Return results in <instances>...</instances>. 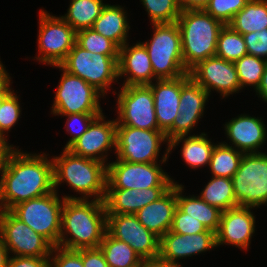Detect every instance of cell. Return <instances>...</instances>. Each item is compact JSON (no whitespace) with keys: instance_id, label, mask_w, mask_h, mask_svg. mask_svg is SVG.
I'll return each instance as SVG.
<instances>
[{"instance_id":"1","label":"cell","mask_w":267,"mask_h":267,"mask_svg":"<svg viewBox=\"0 0 267 267\" xmlns=\"http://www.w3.org/2000/svg\"><path fill=\"white\" fill-rule=\"evenodd\" d=\"M48 155L14 147L0 177L1 210H10L20 202L55 191L53 162Z\"/></svg>"},{"instance_id":"2","label":"cell","mask_w":267,"mask_h":267,"mask_svg":"<svg viewBox=\"0 0 267 267\" xmlns=\"http://www.w3.org/2000/svg\"><path fill=\"white\" fill-rule=\"evenodd\" d=\"M106 231L104 201L65 199L58 247L68 250L98 248Z\"/></svg>"},{"instance_id":"3","label":"cell","mask_w":267,"mask_h":267,"mask_svg":"<svg viewBox=\"0 0 267 267\" xmlns=\"http://www.w3.org/2000/svg\"><path fill=\"white\" fill-rule=\"evenodd\" d=\"M60 156H53L54 190L58 192L61 183L80 194V197L64 195V199L104 201L107 188V165L100 161L80 157L68 149H62Z\"/></svg>"},{"instance_id":"4","label":"cell","mask_w":267,"mask_h":267,"mask_svg":"<svg viewBox=\"0 0 267 267\" xmlns=\"http://www.w3.org/2000/svg\"><path fill=\"white\" fill-rule=\"evenodd\" d=\"M181 34L182 56L190 71L199 62L216 55L217 39L224 24L205 10L181 11L177 19Z\"/></svg>"},{"instance_id":"5","label":"cell","mask_w":267,"mask_h":267,"mask_svg":"<svg viewBox=\"0 0 267 267\" xmlns=\"http://www.w3.org/2000/svg\"><path fill=\"white\" fill-rule=\"evenodd\" d=\"M151 25V39L141 43L149 54L154 76L157 79H174L189 73L183 62L177 22Z\"/></svg>"},{"instance_id":"6","label":"cell","mask_w":267,"mask_h":267,"mask_svg":"<svg viewBox=\"0 0 267 267\" xmlns=\"http://www.w3.org/2000/svg\"><path fill=\"white\" fill-rule=\"evenodd\" d=\"M64 202L65 199L54 191L20 202L9 211L55 247L59 243Z\"/></svg>"},{"instance_id":"7","label":"cell","mask_w":267,"mask_h":267,"mask_svg":"<svg viewBox=\"0 0 267 267\" xmlns=\"http://www.w3.org/2000/svg\"><path fill=\"white\" fill-rule=\"evenodd\" d=\"M166 144L164 154L159 160L161 146ZM116 160L133 163L167 162L171 154L169 141L161 130H146L129 126L116 128Z\"/></svg>"},{"instance_id":"8","label":"cell","mask_w":267,"mask_h":267,"mask_svg":"<svg viewBox=\"0 0 267 267\" xmlns=\"http://www.w3.org/2000/svg\"><path fill=\"white\" fill-rule=\"evenodd\" d=\"M118 59L119 57L93 54L75 43L60 66L68 73L82 78L106 96L113 83L119 80Z\"/></svg>"},{"instance_id":"9","label":"cell","mask_w":267,"mask_h":267,"mask_svg":"<svg viewBox=\"0 0 267 267\" xmlns=\"http://www.w3.org/2000/svg\"><path fill=\"white\" fill-rule=\"evenodd\" d=\"M231 179L238 206H267V152L244 153Z\"/></svg>"},{"instance_id":"10","label":"cell","mask_w":267,"mask_h":267,"mask_svg":"<svg viewBox=\"0 0 267 267\" xmlns=\"http://www.w3.org/2000/svg\"><path fill=\"white\" fill-rule=\"evenodd\" d=\"M62 72L56 88L51 114L103 113L100 99L105 96L82 78L65 71L60 65L53 66Z\"/></svg>"},{"instance_id":"11","label":"cell","mask_w":267,"mask_h":267,"mask_svg":"<svg viewBox=\"0 0 267 267\" xmlns=\"http://www.w3.org/2000/svg\"><path fill=\"white\" fill-rule=\"evenodd\" d=\"M37 62L60 65L76 43V31L61 17L39 10Z\"/></svg>"},{"instance_id":"12","label":"cell","mask_w":267,"mask_h":267,"mask_svg":"<svg viewBox=\"0 0 267 267\" xmlns=\"http://www.w3.org/2000/svg\"><path fill=\"white\" fill-rule=\"evenodd\" d=\"M163 163L166 162L133 163L124 160L109 161L107 164L106 189L172 187L175 180L162 169Z\"/></svg>"},{"instance_id":"13","label":"cell","mask_w":267,"mask_h":267,"mask_svg":"<svg viewBox=\"0 0 267 267\" xmlns=\"http://www.w3.org/2000/svg\"><path fill=\"white\" fill-rule=\"evenodd\" d=\"M117 126L160 130L156 119L154 97L148 85L122 86L117 92Z\"/></svg>"},{"instance_id":"14","label":"cell","mask_w":267,"mask_h":267,"mask_svg":"<svg viewBox=\"0 0 267 267\" xmlns=\"http://www.w3.org/2000/svg\"><path fill=\"white\" fill-rule=\"evenodd\" d=\"M0 232L11 256L41 257L51 254L53 246L9 210L0 212Z\"/></svg>"},{"instance_id":"15","label":"cell","mask_w":267,"mask_h":267,"mask_svg":"<svg viewBox=\"0 0 267 267\" xmlns=\"http://www.w3.org/2000/svg\"><path fill=\"white\" fill-rule=\"evenodd\" d=\"M107 232L130 245L143 261L158 259L160 238L145 228L134 214H107Z\"/></svg>"},{"instance_id":"16","label":"cell","mask_w":267,"mask_h":267,"mask_svg":"<svg viewBox=\"0 0 267 267\" xmlns=\"http://www.w3.org/2000/svg\"><path fill=\"white\" fill-rule=\"evenodd\" d=\"M116 119L106 120L104 113L97 116L88 129L68 148L73 154L105 163L108 153L116 150Z\"/></svg>"},{"instance_id":"17","label":"cell","mask_w":267,"mask_h":267,"mask_svg":"<svg viewBox=\"0 0 267 267\" xmlns=\"http://www.w3.org/2000/svg\"><path fill=\"white\" fill-rule=\"evenodd\" d=\"M189 74L209 95L215 90L221 95V99L228 98L241 90L234 62L216 56L199 62Z\"/></svg>"},{"instance_id":"18","label":"cell","mask_w":267,"mask_h":267,"mask_svg":"<svg viewBox=\"0 0 267 267\" xmlns=\"http://www.w3.org/2000/svg\"><path fill=\"white\" fill-rule=\"evenodd\" d=\"M209 93L190 78L182 87L179 101V114L173 121V126L165 133L168 141L191 135V130L204 115Z\"/></svg>"},{"instance_id":"19","label":"cell","mask_w":267,"mask_h":267,"mask_svg":"<svg viewBox=\"0 0 267 267\" xmlns=\"http://www.w3.org/2000/svg\"><path fill=\"white\" fill-rule=\"evenodd\" d=\"M252 209L254 207L236 206L221 213L216 232L217 247L225 244L248 251L256 230Z\"/></svg>"},{"instance_id":"20","label":"cell","mask_w":267,"mask_h":267,"mask_svg":"<svg viewBox=\"0 0 267 267\" xmlns=\"http://www.w3.org/2000/svg\"><path fill=\"white\" fill-rule=\"evenodd\" d=\"M215 247H217L216 233L211 230L207 229L205 232L192 235L177 234L169 230L160 238L159 259L182 265L179 260L200 255Z\"/></svg>"},{"instance_id":"21","label":"cell","mask_w":267,"mask_h":267,"mask_svg":"<svg viewBox=\"0 0 267 267\" xmlns=\"http://www.w3.org/2000/svg\"><path fill=\"white\" fill-rule=\"evenodd\" d=\"M262 120V117L250 116L245 113L230 119L224 123L225 135L230 142L229 144L225 141L222 143L231 145L243 153H261L262 151L259 149L267 140L266 125Z\"/></svg>"},{"instance_id":"22","label":"cell","mask_w":267,"mask_h":267,"mask_svg":"<svg viewBox=\"0 0 267 267\" xmlns=\"http://www.w3.org/2000/svg\"><path fill=\"white\" fill-rule=\"evenodd\" d=\"M190 74L174 79H156L148 86L154 97V107L159 129L166 133L179 114L181 87L190 79Z\"/></svg>"},{"instance_id":"23","label":"cell","mask_w":267,"mask_h":267,"mask_svg":"<svg viewBox=\"0 0 267 267\" xmlns=\"http://www.w3.org/2000/svg\"><path fill=\"white\" fill-rule=\"evenodd\" d=\"M133 45L127 42L119 48L118 79L124 76L122 86L149 85L157 79L149 54L141 41Z\"/></svg>"},{"instance_id":"24","label":"cell","mask_w":267,"mask_h":267,"mask_svg":"<svg viewBox=\"0 0 267 267\" xmlns=\"http://www.w3.org/2000/svg\"><path fill=\"white\" fill-rule=\"evenodd\" d=\"M171 187L148 189H106L104 199L107 214H136L141 208L157 201Z\"/></svg>"},{"instance_id":"25","label":"cell","mask_w":267,"mask_h":267,"mask_svg":"<svg viewBox=\"0 0 267 267\" xmlns=\"http://www.w3.org/2000/svg\"><path fill=\"white\" fill-rule=\"evenodd\" d=\"M176 208L177 183H174L157 201L147 204L135 215L145 228L161 238L171 230Z\"/></svg>"},{"instance_id":"26","label":"cell","mask_w":267,"mask_h":267,"mask_svg":"<svg viewBox=\"0 0 267 267\" xmlns=\"http://www.w3.org/2000/svg\"><path fill=\"white\" fill-rule=\"evenodd\" d=\"M128 12L121 5L107 3L91 29L113 41L119 48L129 40Z\"/></svg>"},{"instance_id":"27","label":"cell","mask_w":267,"mask_h":267,"mask_svg":"<svg viewBox=\"0 0 267 267\" xmlns=\"http://www.w3.org/2000/svg\"><path fill=\"white\" fill-rule=\"evenodd\" d=\"M182 143L180 155L189 168L198 169L204 166L209 167L211 155L216 145L208 139L205 132L187 136H179L169 141V152Z\"/></svg>"},{"instance_id":"28","label":"cell","mask_w":267,"mask_h":267,"mask_svg":"<svg viewBox=\"0 0 267 267\" xmlns=\"http://www.w3.org/2000/svg\"><path fill=\"white\" fill-rule=\"evenodd\" d=\"M177 183V207L184 213L200 221L208 230L217 232L222 211L207 204L199 196L183 195L184 185Z\"/></svg>"},{"instance_id":"29","label":"cell","mask_w":267,"mask_h":267,"mask_svg":"<svg viewBox=\"0 0 267 267\" xmlns=\"http://www.w3.org/2000/svg\"><path fill=\"white\" fill-rule=\"evenodd\" d=\"M228 25L242 35L267 29V0H250Z\"/></svg>"},{"instance_id":"30","label":"cell","mask_w":267,"mask_h":267,"mask_svg":"<svg viewBox=\"0 0 267 267\" xmlns=\"http://www.w3.org/2000/svg\"><path fill=\"white\" fill-rule=\"evenodd\" d=\"M107 3L103 0H70L67 13L61 16L76 32L92 28Z\"/></svg>"},{"instance_id":"31","label":"cell","mask_w":267,"mask_h":267,"mask_svg":"<svg viewBox=\"0 0 267 267\" xmlns=\"http://www.w3.org/2000/svg\"><path fill=\"white\" fill-rule=\"evenodd\" d=\"M99 248L109 267H137L144 262L130 245L112 237L107 231Z\"/></svg>"},{"instance_id":"32","label":"cell","mask_w":267,"mask_h":267,"mask_svg":"<svg viewBox=\"0 0 267 267\" xmlns=\"http://www.w3.org/2000/svg\"><path fill=\"white\" fill-rule=\"evenodd\" d=\"M198 196L207 204L217 207L222 212L238 206L231 178L211 176V180Z\"/></svg>"},{"instance_id":"33","label":"cell","mask_w":267,"mask_h":267,"mask_svg":"<svg viewBox=\"0 0 267 267\" xmlns=\"http://www.w3.org/2000/svg\"><path fill=\"white\" fill-rule=\"evenodd\" d=\"M243 152L219 142L215 145L209 167L212 176L232 178L237 172Z\"/></svg>"},{"instance_id":"34","label":"cell","mask_w":267,"mask_h":267,"mask_svg":"<svg viewBox=\"0 0 267 267\" xmlns=\"http://www.w3.org/2000/svg\"><path fill=\"white\" fill-rule=\"evenodd\" d=\"M247 54V46L242 34L229 25H224L218 35L215 56L235 62Z\"/></svg>"},{"instance_id":"35","label":"cell","mask_w":267,"mask_h":267,"mask_svg":"<svg viewBox=\"0 0 267 267\" xmlns=\"http://www.w3.org/2000/svg\"><path fill=\"white\" fill-rule=\"evenodd\" d=\"M266 63L267 60L249 54L234 62L241 89L248 86L254 90L258 88Z\"/></svg>"},{"instance_id":"36","label":"cell","mask_w":267,"mask_h":267,"mask_svg":"<svg viewBox=\"0 0 267 267\" xmlns=\"http://www.w3.org/2000/svg\"><path fill=\"white\" fill-rule=\"evenodd\" d=\"M76 43L93 54L99 53L109 57H119V47L91 28L77 31Z\"/></svg>"},{"instance_id":"37","label":"cell","mask_w":267,"mask_h":267,"mask_svg":"<svg viewBox=\"0 0 267 267\" xmlns=\"http://www.w3.org/2000/svg\"><path fill=\"white\" fill-rule=\"evenodd\" d=\"M147 11L150 24L177 22L181 9L178 0H140Z\"/></svg>"},{"instance_id":"38","label":"cell","mask_w":267,"mask_h":267,"mask_svg":"<svg viewBox=\"0 0 267 267\" xmlns=\"http://www.w3.org/2000/svg\"><path fill=\"white\" fill-rule=\"evenodd\" d=\"M14 90L3 100L0 108V138L8 139L9 131L18 123L21 117L19 96Z\"/></svg>"},{"instance_id":"39","label":"cell","mask_w":267,"mask_h":267,"mask_svg":"<svg viewBox=\"0 0 267 267\" xmlns=\"http://www.w3.org/2000/svg\"><path fill=\"white\" fill-rule=\"evenodd\" d=\"M250 0H211L204 9L213 18L228 25L235 14L242 10Z\"/></svg>"},{"instance_id":"40","label":"cell","mask_w":267,"mask_h":267,"mask_svg":"<svg viewBox=\"0 0 267 267\" xmlns=\"http://www.w3.org/2000/svg\"><path fill=\"white\" fill-rule=\"evenodd\" d=\"M101 114L102 113H74L69 115H55L67 117L65 130L72 137L68 140L64 149H68L88 129L91 122Z\"/></svg>"},{"instance_id":"41","label":"cell","mask_w":267,"mask_h":267,"mask_svg":"<svg viewBox=\"0 0 267 267\" xmlns=\"http://www.w3.org/2000/svg\"><path fill=\"white\" fill-rule=\"evenodd\" d=\"M206 227L197 219L188 216L178 207L175 209L171 231L177 234H196L205 232Z\"/></svg>"},{"instance_id":"42","label":"cell","mask_w":267,"mask_h":267,"mask_svg":"<svg viewBox=\"0 0 267 267\" xmlns=\"http://www.w3.org/2000/svg\"><path fill=\"white\" fill-rule=\"evenodd\" d=\"M49 267H84L81 255L76 250L58 246L52 248Z\"/></svg>"},{"instance_id":"43","label":"cell","mask_w":267,"mask_h":267,"mask_svg":"<svg viewBox=\"0 0 267 267\" xmlns=\"http://www.w3.org/2000/svg\"><path fill=\"white\" fill-rule=\"evenodd\" d=\"M247 53L267 60V29L242 35Z\"/></svg>"},{"instance_id":"44","label":"cell","mask_w":267,"mask_h":267,"mask_svg":"<svg viewBox=\"0 0 267 267\" xmlns=\"http://www.w3.org/2000/svg\"><path fill=\"white\" fill-rule=\"evenodd\" d=\"M76 251L81 255L84 267H109L99 247Z\"/></svg>"},{"instance_id":"45","label":"cell","mask_w":267,"mask_h":267,"mask_svg":"<svg viewBox=\"0 0 267 267\" xmlns=\"http://www.w3.org/2000/svg\"><path fill=\"white\" fill-rule=\"evenodd\" d=\"M49 257L10 256L7 267H49Z\"/></svg>"},{"instance_id":"46","label":"cell","mask_w":267,"mask_h":267,"mask_svg":"<svg viewBox=\"0 0 267 267\" xmlns=\"http://www.w3.org/2000/svg\"><path fill=\"white\" fill-rule=\"evenodd\" d=\"M1 60V59H0ZM11 76L6 71L5 65L0 61V96H8L12 91Z\"/></svg>"},{"instance_id":"47","label":"cell","mask_w":267,"mask_h":267,"mask_svg":"<svg viewBox=\"0 0 267 267\" xmlns=\"http://www.w3.org/2000/svg\"><path fill=\"white\" fill-rule=\"evenodd\" d=\"M211 0H178L181 11L204 10Z\"/></svg>"},{"instance_id":"48","label":"cell","mask_w":267,"mask_h":267,"mask_svg":"<svg viewBox=\"0 0 267 267\" xmlns=\"http://www.w3.org/2000/svg\"><path fill=\"white\" fill-rule=\"evenodd\" d=\"M8 142V140L0 138V176L4 170L8 155L15 147L12 144L10 145Z\"/></svg>"},{"instance_id":"49","label":"cell","mask_w":267,"mask_h":267,"mask_svg":"<svg viewBox=\"0 0 267 267\" xmlns=\"http://www.w3.org/2000/svg\"><path fill=\"white\" fill-rule=\"evenodd\" d=\"M255 92L258 98H260V100L262 98L263 99L262 101L267 103V63L265 65V69H264V73L261 78L260 85L255 90Z\"/></svg>"},{"instance_id":"50","label":"cell","mask_w":267,"mask_h":267,"mask_svg":"<svg viewBox=\"0 0 267 267\" xmlns=\"http://www.w3.org/2000/svg\"><path fill=\"white\" fill-rule=\"evenodd\" d=\"M10 258V253L4 245L3 237L0 232V267H7Z\"/></svg>"},{"instance_id":"51","label":"cell","mask_w":267,"mask_h":267,"mask_svg":"<svg viewBox=\"0 0 267 267\" xmlns=\"http://www.w3.org/2000/svg\"><path fill=\"white\" fill-rule=\"evenodd\" d=\"M143 267H183L182 265L167 263L159 258L154 260H146L143 262Z\"/></svg>"},{"instance_id":"52","label":"cell","mask_w":267,"mask_h":267,"mask_svg":"<svg viewBox=\"0 0 267 267\" xmlns=\"http://www.w3.org/2000/svg\"><path fill=\"white\" fill-rule=\"evenodd\" d=\"M6 97H7V96H0V108H1V105H2L3 100H4Z\"/></svg>"}]
</instances>
